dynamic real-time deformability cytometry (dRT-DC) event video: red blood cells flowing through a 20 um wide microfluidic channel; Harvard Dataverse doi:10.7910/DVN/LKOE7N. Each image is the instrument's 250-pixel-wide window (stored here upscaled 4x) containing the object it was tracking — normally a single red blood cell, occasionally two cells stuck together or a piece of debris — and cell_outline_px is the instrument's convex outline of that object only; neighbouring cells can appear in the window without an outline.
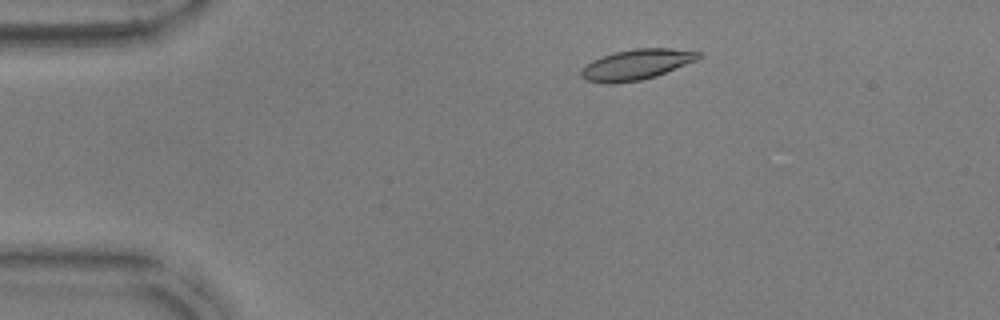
{"species": "common noctule bat (a hibernating species)", "species_latin": "Nyctalus noctula", "temperature_condition": "warm", "stored_images_in_passage": 50, "camera_frame_rate_fps": 3000, "um_per_image_px": 0.085, "animal": {"sex": "male", "body_mass_g": 17.9, "forearm_length_mm": 54.2}, "frame": {"image": 1, "passage_image": 7, "time_ms": 2.0, "image_size_px": [1000, 320], "cell_outline_px": [[700, 56], [696, 60], [656, 76], [640, 80], [612, 84], [608, 84], [584, 80], [580, 76], [580, 72], [592, 60], [616, 52], [636, 48], [672, 48], [700, 52]], "centroid_in_image_um": [54.08, 5.49], "position_along_channel_um": 30.9, "area_um2": 20.58}}
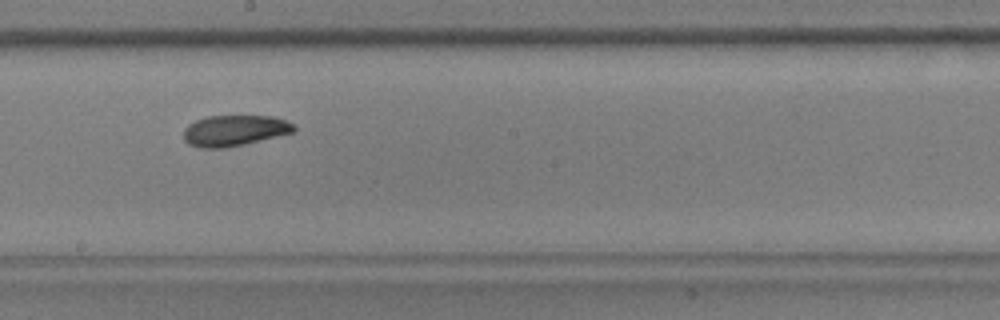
{"frame": {"image": 2, "passage_image": 27, "time_ms": 8.667, "image_size_px": [1000, 320], "cell_outline_px": [[296, 132], [244, 144], [224, 148], [200, 148], [188, 144], [184, 140], [184, 128], [188, 124], [196, 120], [208, 116], [272, 116], [284, 120], [292, 124], [296, 128]], "centroid_in_image_um": [19.91, 11.1], "position_along_channel_um": 228.3, "area_um2": 19.88}}
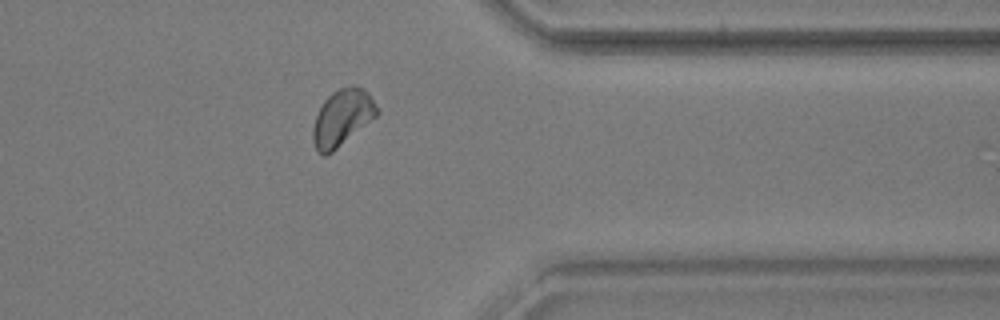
{"frame": {"image": 3, "passage_image": 40, "time_ms": 13.0, "image_size_px": [1000, 320], "cell_outline_px": [[380, 112], [376, 116], [332, 152], [324, 156], [316, 148], [312, 140], [312, 128], [316, 116], [324, 100], [332, 92], [340, 88], [352, 84], [364, 88], [368, 92], [380, 108]], "centroid_in_image_um": [29.11, 9.96], "position_along_channel_um": 382.3, "area_um2": 21.04}, "authors_computed_cell_mechanics": {"area_um2": 20.1722, "velocity_mm_per_s": 3.7688, "shape_relaxation_time_tau1_ms": 6.1001, "shape_relaxation_time_tau2_ms": 4.2501, "deformation_change_tau1": 0.1276, "deformation_change_tau2": 0.0796}}